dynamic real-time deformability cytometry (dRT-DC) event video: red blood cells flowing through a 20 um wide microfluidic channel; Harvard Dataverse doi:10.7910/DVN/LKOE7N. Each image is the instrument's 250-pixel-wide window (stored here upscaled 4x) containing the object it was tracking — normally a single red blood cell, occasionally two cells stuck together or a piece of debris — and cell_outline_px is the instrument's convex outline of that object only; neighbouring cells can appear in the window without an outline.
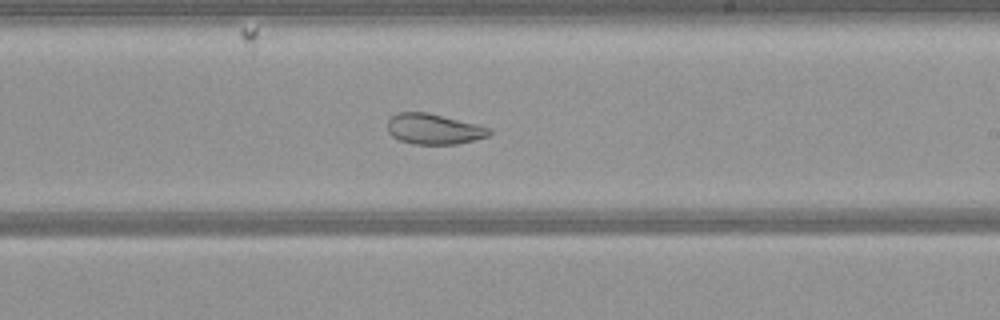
{"species": "common noctule bat (a hibernating species)", "species_latin": "Nyctalus noctula", "temperature_condition": "warm", "stored_images_in_passage": 52, "camera_frame_rate_fps": 3000, "um_per_image_px": 0.085, "animal": {"sex": "female", "body_mass_g": 21.9}, "frame": {"image": 1, "passage_image": 30, "time_ms": 9.667, "image_size_px": [1000, 320], "cell_outline_px": [[492, 132], [488, 136], [456, 144], [412, 144], [400, 140], [392, 136], [388, 132], [388, 120], [396, 112], [428, 112], [492, 128]], "centroid_in_image_um": [36.86, 10.96], "position_along_channel_um": 252.1, "area_um2": 18.09}}